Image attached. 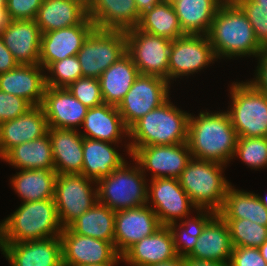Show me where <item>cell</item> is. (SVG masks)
<instances>
[{"instance_id":"cell-49","label":"cell","mask_w":267,"mask_h":266,"mask_svg":"<svg viewBox=\"0 0 267 266\" xmlns=\"http://www.w3.org/2000/svg\"><path fill=\"white\" fill-rule=\"evenodd\" d=\"M163 0H135L136 7L140 14H143L146 10L153 8L155 5H158Z\"/></svg>"},{"instance_id":"cell-34","label":"cell","mask_w":267,"mask_h":266,"mask_svg":"<svg viewBox=\"0 0 267 266\" xmlns=\"http://www.w3.org/2000/svg\"><path fill=\"white\" fill-rule=\"evenodd\" d=\"M218 214L223 219H248L267 227V210L258 194L235 189L232 185L227 191L223 207Z\"/></svg>"},{"instance_id":"cell-57","label":"cell","mask_w":267,"mask_h":266,"mask_svg":"<svg viewBox=\"0 0 267 266\" xmlns=\"http://www.w3.org/2000/svg\"><path fill=\"white\" fill-rule=\"evenodd\" d=\"M6 1L7 0H0V9L6 8Z\"/></svg>"},{"instance_id":"cell-14","label":"cell","mask_w":267,"mask_h":266,"mask_svg":"<svg viewBox=\"0 0 267 266\" xmlns=\"http://www.w3.org/2000/svg\"><path fill=\"white\" fill-rule=\"evenodd\" d=\"M60 238L63 266L119 264L122 261L114 242L76 234L68 227L62 229Z\"/></svg>"},{"instance_id":"cell-3","label":"cell","mask_w":267,"mask_h":266,"mask_svg":"<svg viewBox=\"0 0 267 266\" xmlns=\"http://www.w3.org/2000/svg\"><path fill=\"white\" fill-rule=\"evenodd\" d=\"M190 114L168 99L129 128L131 141L125 144L127 154L131 156L139 147L186 143Z\"/></svg>"},{"instance_id":"cell-26","label":"cell","mask_w":267,"mask_h":266,"mask_svg":"<svg viewBox=\"0 0 267 266\" xmlns=\"http://www.w3.org/2000/svg\"><path fill=\"white\" fill-rule=\"evenodd\" d=\"M233 248L228 225L217 213L205 225L193 251L185 258L229 264Z\"/></svg>"},{"instance_id":"cell-24","label":"cell","mask_w":267,"mask_h":266,"mask_svg":"<svg viewBox=\"0 0 267 266\" xmlns=\"http://www.w3.org/2000/svg\"><path fill=\"white\" fill-rule=\"evenodd\" d=\"M177 256L170 228L161 226L152 235L131 246L121 256V262L130 266H150Z\"/></svg>"},{"instance_id":"cell-51","label":"cell","mask_w":267,"mask_h":266,"mask_svg":"<svg viewBox=\"0 0 267 266\" xmlns=\"http://www.w3.org/2000/svg\"><path fill=\"white\" fill-rule=\"evenodd\" d=\"M10 21L7 9H0V34L6 29Z\"/></svg>"},{"instance_id":"cell-21","label":"cell","mask_w":267,"mask_h":266,"mask_svg":"<svg viewBox=\"0 0 267 266\" xmlns=\"http://www.w3.org/2000/svg\"><path fill=\"white\" fill-rule=\"evenodd\" d=\"M41 31L35 20H11L0 34L19 64H39Z\"/></svg>"},{"instance_id":"cell-6","label":"cell","mask_w":267,"mask_h":266,"mask_svg":"<svg viewBox=\"0 0 267 266\" xmlns=\"http://www.w3.org/2000/svg\"><path fill=\"white\" fill-rule=\"evenodd\" d=\"M127 165L125 162L109 176L96 182L98 203L113 211L147 205L149 183L146 175L136 162L135 166Z\"/></svg>"},{"instance_id":"cell-54","label":"cell","mask_w":267,"mask_h":266,"mask_svg":"<svg viewBox=\"0 0 267 266\" xmlns=\"http://www.w3.org/2000/svg\"><path fill=\"white\" fill-rule=\"evenodd\" d=\"M80 3L82 6H84L87 10L90 7L92 0H74Z\"/></svg>"},{"instance_id":"cell-5","label":"cell","mask_w":267,"mask_h":266,"mask_svg":"<svg viewBox=\"0 0 267 266\" xmlns=\"http://www.w3.org/2000/svg\"><path fill=\"white\" fill-rule=\"evenodd\" d=\"M226 165L191 158L179 179L181 187L197 209L219 212L231 183L223 176Z\"/></svg>"},{"instance_id":"cell-33","label":"cell","mask_w":267,"mask_h":266,"mask_svg":"<svg viewBox=\"0 0 267 266\" xmlns=\"http://www.w3.org/2000/svg\"><path fill=\"white\" fill-rule=\"evenodd\" d=\"M57 173L50 169L20 170L10 178L13 190L24 202L54 199Z\"/></svg>"},{"instance_id":"cell-8","label":"cell","mask_w":267,"mask_h":266,"mask_svg":"<svg viewBox=\"0 0 267 266\" xmlns=\"http://www.w3.org/2000/svg\"><path fill=\"white\" fill-rule=\"evenodd\" d=\"M127 53L125 31L95 28L76 54L83 77L99 78Z\"/></svg>"},{"instance_id":"cell-38","label":"cell","mask_w":267,"mask_h":266,"mask_svg":"<svg viewBox=\"0 0 267 266\" xmlns=\"http://www.w3.org/2000/svg\"><path fill=\"white\" fill-rule=\"evenodd\" d=\"M233 247L259 248L267 240V227L248 219H224Z\"/></svg>"},{"instance_id":"cell-36","label":"cell","mask_w":267,"mask_h":266,"mask_svg":"<svg viewBox=\"0 0 267 266\" xmlns=\"http://www.w3.org/2000/svg\"><path fill=\"white\" fill-rule=\"evenodd\" d=\"M137 28L143 32L161 36L171 41L185 35L174 7L164 1L141 14Z\"/></svg>"},{"instance_id":"cell-43","label":"cell","mask_w":267,"mask_h":266,"mask_svg":"<svg viewBox=\"0 0 267 266\" xmlns=\"http://www.w3.org/2000/svg\"><path fill=\"white\" fill-rule=\"evenodd\" d=\"M31 107L25 99L0 90V125L21 116Z\"/></svg>"},{"instance_id":"cell-11","label":"cell","mask_w":267,"mask_h":266,"mask_svg":"<svg viewBox=\"0 0 267 266\" xmlns=\"http://www.w3.org/2000/svg\"><path fill=\"white\" fill-rule=\"evenodd\" d=\"M127 53L138 68L139 74L155 75L168 81V65L172 41L137 27L125 31Z\"/></svg>"},{"instance_id":"cell-42","label":"cell","mask_w":267,"mask_h":266,"mask_svg":"<svg viewBox=\"0 0 267 266\" xmlns=\"http://www.w3.org/2000/svg\"><path fill=\"white\" fill-rule=\"evenodd\" d=\"M246 15L260 46L267 50V9H255L252 0H232Z\"/></svg>"},{"instance_id":"cell-53","label":"cell","mask_w":267,"mask_h":266,"mask_svg":"<svg viewBox=\"0 0 267 266\" xmlns=\"http://www.w3.org/2000/svg\"><path fill=\"white\" fill-rule=\"evenodd\" d=\"M262 257L267 262V240L259 247Z\"/></svg>"},{"instance_id":"cell-2","label":"cell","mask_w":267,"mask_h":266,"mask_svg":"<svg viewBox=\"0 0 267 266\" xmlns=\"http://www.w3.org/2000/svg\"><path fill=\"white\" fill-rule=\"evenodd\" d=\"M207 36L217 59L256 58L264 50L248 18L232 0L219 7Z\"/></svg>"},{"instance_id":"cell-20","label":"cell","mask_w":267,"mask_h":266,"mask_svg":"<svg viewBox=\"0 0 267 266\" xmlns=\"http://www.w3.org/2000/svg\"><path fill=\"white\" fill-rule=\"evenodd\" d=\"M48 128L41 105L32 106L21 116L5 121L0 125V158L21 143L43 137Z\"/></svg>"},{"instance_id":"cell-4","label":"cell","mask_w":267,"mask_h":266,"mask_svg":"<svg viewBox=\"0 0 267 266\" xmlns=\"http://www.w3.org/2000/svg\"><path fill=\"white\" fill-rule=\"evenodd\" d=\"M62 229L54 199L24 202L0 223V244L59 237Z\"/></svg>"},{"instance_id":"cell-52","label":"cell","mask_w":267,"mask_h":266,"mask_svg":"<svg viewBox=\"0 0 267 266\" xmlns=\"http://www.w3.org/2000/svg\"><path fill=\"white\" fill-rule=\"evenodd\" d=\"M255 2V9H267V0H252Z\"/></svg>"},{"instance_id":"cell-46","label":"cell","mask_w":267,"mask_h":266,"mask_svg":"<svg viewBox=\"0 0 267 266\" xmlns=\"http://www.w3.org/2000/svg\"><path fill=\"white\" fill-rule=\"evenodd\" d=\"M258 66L255 78L248 80L257 90L267 95V50H263L258 56ZM255 79V80H254Z\"/></svg>"},{"instance_id":"cell-13","label":"cell","mask_w":267,"mask_h":266,"mask_svg":"<svg viewBox=\"0 0 267 266\" xmlns=\"http://www.w3.org/2000/svg\"><path fill=\"white\" fill-rule=\"evenodd\" d=\"M148 187L147 205L152 206L161 226H169L178 219L185 220L191 208L197 209L177 178L151 179Z\"/></svg>"},{"instance_id":"cell-47","label":"cell","mask_w":267,"mask_h":266,"mask_svg":"<svg viewBox=\"0 0 267 266\" xmlns=\"http://www.w3.org/2000/svg\"><path fill=\"white\" fill-rule=\"evenodd\" d=\"M18 65L19 63L5 46L2 38L0 37V74L10 71Z\"/></svg>"},{"instance_id":"cell-16","label":"cell","mask_w":267,"mask_h":266,"mask_svg":"<svg viewBox=\"0 0 267 266\" xmlns=\"http://www.w3.org/2000/svg\"><path fill=\"white\" fill-rule=\"evenodd\" d=\"M161 224L148 205L115 211L114 246L122 256L131 246L152 235Z\"/></svg>"},{"instance_id":"cell-22","label":"cell","mask_w":267,"mask_h":266,"mask_svg":"<svg viewBox=\"0 0 267 266\" xmlns=\"http://www.w3.org/2000/svg\"><path fill=\"white\" fill-rule=\"evenodd\" d=\"M87 14L97 29L117 31L137 27L141 18L135 0H92Z\"/></svg>"},{"instance_id":"cell-29","label":"cell","mask_w":267,"mask_h":266,"mask_svg":"<svg viewBox=\"0 0 267 266\" xmlns=\"http://www.w3.org/2000/svg\"><path fill=\"white\" fill-rule=\"evenodd\" d=\"M88 19L87 9L74 0H43L35 22L41 33L82 24Z\"/></svg>"},{"instance_id":"cell-27","label":"cell","mask_w":267,"mask_h":266,"mask_svg":"<svg viewBox=\"0 0 267 266\" xmlns=\"http://www.w3.org/2000/svg\"><path fill=\"white\" fill-rule=\"evenodd\" d=\"M57 174H82L83 139L76 129L48 128Z\"/></svg>"},{"instance_id":"cell-56","label":"cell","mask_w":267,"mask_h":266,"mask_svg":"<svg viewBox=\"0 0 267 266\" xmlns=\"http://www.w3.org/2000/svg\"><path fill=\"white\" fill-rule=\"evenodd\" d=\"M118 264H91L85 266H117Z\"/></svg>"},{"instance_id":"cell-44","label":"cell","mask_w":267,"mask_h":266,"mask_svg":"<svg viewBox=\"0 0 267 266\" xmlns=\"http://www.w3.org/2000/svg\"><path fill=\"white\" fill-rule=\"evenodd\" d=\"M43 0H7L10 20H34Z\"/></svg>"},{"instance_id":"cell-18","label":"cell","mask_w":267,"mask_h":266,"mask_svg":"<svg viewBox=\"0 0 267 266\" xmlns=\"http://www.w3.org/2000/svg\"><path fill=\"white\" fill-rule=\"evenodd\" d=\"M0 249L11 266H63L60 236L0 244Z\"/></svg>"},{"instance_id":"cell-1","label":"cell","mask_w":267,"mask_h":266,"mask_svg":"<svg viewBox=\"0 0 267 266\" xmlns=\"http://www.w3.org/2000/svg\"><path fill=\"white\" fill-rule=\"evenodd\" d=\"M237 138L227 111H200L197 117L190 114L187 144L192 158L227 166L235 158Z\"/></svg>"},{"instance_id":"cell-10","label":"cell","mask_w":267,"mask_h":266,"mask_svg":"<svg viewBox=\"0 0 267 266\" xmlns=\"http://www.w3.org/2000/svg\"><path fill=\"white\" fill-rule=\"evenodd\" d=\"M170 84L159 76L139 74L117 106L125 126L129 129L148 112L170 99Z\"/></svg>"},{"instance_id":"cell-50","label":"cell","mask_w":267,"mask_h":266,"mask_svg":"<svg viewBox=\"0 0 267 266\" xmlns=\"http://www.w3.org/2000/svg\"><path fill=\"white\" fill-rule=\"evenodd\" d=\"M150 266H186V258L177 256L174 259H170V260L163 261V262H158Z\"/></svg>"},{"instance_id":"cell-39","label":"cell","mask_w":267,"mask_h":266,"mask_svg":"<svg viewBox=\"0 0 267 266\" xmlns=\"http://www.w3.org/2000/svg\"><path fill=\"white\" fill-rule=\"evenodd\" d=\"M45 83L49 87L67 88L77 79L83 77L77 56H69L51 63L46 69Z\"/></svg>"},{"instance_id":"cell-40","label":"cell","mask_w":267,"mask_h":266,"mask_svg":"<svg viewBox=\"0 0 267 266\" xmlns=\"http://www.w3.org/2000/svg\"><path fill=\"white\" fill-rule=\"evenodd\" d=\"M234 156L251 169L267 168V137H238Z\"/></svg>"},{"instance_id":"cell-15","label":"cell","mask_w":267,"mask_h":266,"mask_svg":"<svg viewBox=\"0 0 267 266\" xmlns=\"http://www.w3.org/2000/svg\"><path fill=\"white\" fill-rule=\"evenodd\" d=\"M141 171H151V179L179 178L192 158L186 143L172 145H153L137 148L130 156ZM149 170V171H148Z\"/></svg>"},{"instance_id":"cell-23","label":"cell","mask_w":267,"mask_h":266,"mask_svg":"<svg viewBox=\"0 0 267 266\" xmlns=\"http://www.w3.org/2000/svg\"><path fill=\"white\" fill-rule=\"evenodd\" d=\"M44 72L40 64H19L0 74V90L23 98L32 106L41 105L46 87Z\"/></svg>"},{"instance_id":"cell-7","label":"cell","mask_w":267,"mask_h":266,"mask_svg":"<svg viewBox=\"0 0 267 266\" xmlns=\"http://www.w3.org/2000/svg\"><path fill=\"white\" fill-rule=\"evenodd\" d=\"M230 109L227 110L238 137H267V95L250 82L230 85Z\"/></svg>"},{"instance_id":"cell-41","label":"cell","mask_w":267,"mask_h":266,"mask_svg":"<svg viewBox=\"0 0 267 266\" xmlns=\"http://www.w3.org/2000/svg\"><path fill=\"white\" fill-rule=\"evenodd\" d=\"M67 89L87 108L104 103L101 87L97 78L82 77L73 82Z\"/></svg>"},{"instance_id":"cell-12","label":"cell","mask_w":267,"mask_h":266,"mask_svg":"<svg viewBox=\"0 0 267 266\" xmlns=\"http://www.w3.org/2000/svg\"><path fill=\"white\" fill-rule=\"evenodd\" d=\"M214 61L217 57L207 35H182L170 47L168 82L200 72Z\"/></svg>"},{"instance_id":"cell-48","label":"cell","mask_w":267,"mask_h":266,"mask_svg":"<svg viewBox=\"0 0 267 266\" xmlns=\"http://www.w3.org/2000/svg\"><path fill=\"white\" fill-rule=\"evenodd\" d=\"M186 266H229V264L210 260L186 258Z\"/></svg>"},{"instance_id":"cell-37","label":"cell","mask_w":267,"mask_h":266,"mask_svg":"<svg viewBox=\"0 0 267 266\" xmlns=\"http://www.w3.org/2000/svg\"><path fill=\"white\" fill-rule=\"evenodd\" d=\"M196 211H198L196 217L187 216V220L168 226L172 232L174 248L178 256L187 257L193 251L205 225L217 214L209 209H196Z\"/></svg>"},{"instance_id":"cell-30","label":"cell","mask_w":267,"mask_h":266,"mask_svg":"<svg viewBox=\"0 0 267 266\" xmlns=\"http://www.w3.org/2000/svg\"><path fill=\"white\" fill-rule=\"evenodd\" d=\"M139 76L138 68L126 53L98 78L104 103L118 106Z\"/></svg>"},{"instance_id":"cell-25","label":"cell","mask_w":267,"mask_h":266,"mask_svg":"<svg viewBox=\"0 0 267 266\" xmlns=\"http://www.w3.org/2000/svg\"><path fill=\"white\" fill-rule=\"evenodd\" d=\"M81 127L85 129L79 132L83 137L104 142L120 144L123 137H129L117 107L106 103L88 108Z\"/></svg>"},{"instance_id":"cell-32","label":"cell","mask_w":267,"mask_h":266,"mask_svg":"<svg viewBox=\"0 0 267 266\" xmlns=\"http://www.w3.org/2000/svg\"><path fill=\"white\" fill-rule=\"evenodd\" d=\"M226 0H180L173 7L185 34L207 35L219 7Z\"/></svg>"},{"instance_id":"cell-45","label":"cell","mask_w":267,"mask_h":266,"mask_svg":"<svg viewBox=\"0 0 267 266\" xmlns=\"http://www.w3.org/2000/svg\"><path fill=\"white\" fill-rule=\"evenodd\" d=\"M229 266H267L259 248L234 247Z\"/></svg>"},{"instance_id":"cell-9","label":"cell","mask_w":267,"mask_h":266,"mask_svg":"<svg viewBox=\"0 0 267 266\" xmlns=\"http://www.w3.org/2000/svg\"><path fill=\"white\" fill-rule=\"evenodd\" d=\"M96 181L82 174H57L54 201L62 228H67L97 202Z\"/></svg>"},{"instance_id":"cell-19","label":"cell","mask_w":267,"mask_h":266,"mask_svg":"<svg viewBox=\"0 0 267 266\" xmlns=\"http://www.w3.org/2000/svg\"><path fill=\"white\" fill-rule=\"evenodd\" d=\"M48 127L76 129L81 127L88 108L77 100L67 88L45 87L41 104Z\"/></svg>"},{"instance_id":"cell-28","label":"cell","mask_w":267,"mask_h":266,"mask_svg":"<svg viewBox=\"0 0 267 266\" xmlns=\"http://www.w3.org/2000/svg\"><path fill=\"white\" fill-rule=\"evenodd\" d=\"M96 139H83V166L82 175L98 181L109 176L114 170L120 168L126 161L112 145Z\"/></svg>"},{"instance_id":"cell-31","label":"cell","mask_w":267,"mask_h":266,"mask_svg":"<svg viewBox=\"0 0 267 266\" xmlns=\"http://www.w3.org/2000/svg\"><path fill=\"white\" fill-rule=\"evenodd\" d=\"M1 160L19 170L39 168L54 170L55 166L49 133L39 139L15 146Z\"/></svg>"},{"instance_id":"cell-17","label":"cell","mask_w":267,"mask_h":266,"mask_svg":"<svg viewBox=\"0 0 267 266\" xmlns=\"http://www.w3.org/2000/svg\"><path fill=\"white\" fill-rule=\"evenodd\" d=\"M95 28L88 18L82 24L42 33L39 64L46 69L53 62L75 56Z\"/></svg>"},{"instance_id":"cell-55","label":"cell","mask_w":267,"mask_h":266,"mask_svg":"<svg viewBox=\"0 0 267 266\" xmlns=\"http://www.w3.org/2000/svg\"><path fill=\"white\" fill-rule=\"evenodd\" d=\"M258 197H259L260 201L262 202L263 206L265 207V209L267 210V197L264 198V197L259 196V195H258Z\"/></svg>"},{"instance_id":"cell-35","label":"cell","mask_w":267,"mask_h":266,"mask_svg":"<svg viewBox=\"0 0 267 266\" xmlns=\"http://www.w3.org/2000/svg\"><path fill=\"white\" fill-rule=\"evenodd\" d=\"M68 228L76 234L114 242L115 211L97 202Z\"/></svg>"},{"instance_id":"cell-58","label":"cell","mask_w":267,"mask_h":266,"mask_svg":"<svg viewBox=\"0 0 267 266\" xmlns=\"http://www.w3.org/2000/svg\"><path fill=\"white\" fill-rule=\"evenodd\" d=\"M163 1L167 2V3H170L173 6L176 2H178L180 0H163Z\"/></svg>"}]
</instances>
